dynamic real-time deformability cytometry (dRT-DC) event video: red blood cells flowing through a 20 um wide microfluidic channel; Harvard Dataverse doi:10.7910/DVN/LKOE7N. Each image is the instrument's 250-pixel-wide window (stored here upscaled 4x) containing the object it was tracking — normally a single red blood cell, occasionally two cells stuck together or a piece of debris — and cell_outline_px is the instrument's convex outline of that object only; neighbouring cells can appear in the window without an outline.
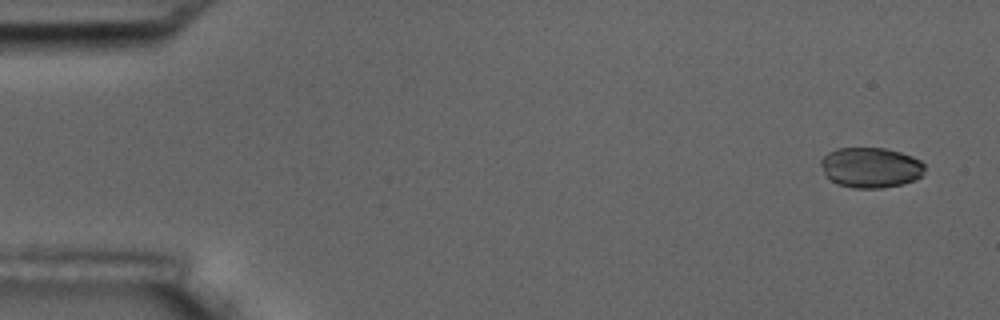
{"species": "common noctule bat (a hibernating species)", "species_latin": "Nyctalus noctula", "temperature_condition": "room temperature", "stored_images_in_passage": 6, "camera_frame_rate_fps": 3000, "um_per_image_px": 0.085, "animal": {"sex": "male", "body_mass_g": 17.5, "forearm_length_mm": 52.3}, "frame": {"image": 1, "passage_image": 1, "time_ms": 0.0, "image_size_px": [1000, 320], "cell_outline_px": [[924, 172], [916, 180], [900, 184], [880, 188], [852, 188], [836, 184], [824, 172], [820, 164], [820, 160], [828, 152], [836, 148], [884, 148], [900, 152], [912, 156], [920, 160], [924, 164]], "centroid_in_image_um": [74.0, 14.24], "position_along_channel_um": 11.0, "area_um2": 24.39}}